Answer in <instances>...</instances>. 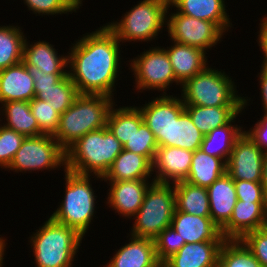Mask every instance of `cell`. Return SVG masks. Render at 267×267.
I'll use <instances>...</instances> for the list:
<instances>
[{"instance_id": "cell-48", "label": "cell", "mask_w": 267, "mask_h": 267, "mask_svg": "<svg viewBox=\"0 0 267 267\" xmlns=\"http://www.w3.org/2000/svg\"><path fill=\"white\" fill-rule=\"evenodd\" d=\"M73 12H76L83 5V0H62Z\"/></svg>"}, {"instance_id": "cell-26", "label": "cell", "mask_w": 267, "mask_h": 267, "mask_svg": "<svg viewBox=\"0 0 267 267\" xmlns=\"http://www.w3.org/2000/svg\"><path fill=\"white\" fill-rule=\"evenodd\" d=\"M242 111L243 109L227 124L217 127L204 135L200 149L210 156L221 158L227 163L236 139L244 132V128L235 123L236 117L239 114L242 115Z\"/></svg>"}, {"instance_id": "cell-29", "label": "cell", "mask_w": 267, "mask_h": 267, "mask_svg": "<svg viewBox=\"0 0 267 267\" xmlns=\"http://www.w3.org/2000/svg\"><path fill=\"white\" fill-rule=\"evenodd\" d=\"M176 209L200 217H210L208 192L205 187L187 181L173 184Z\"/></svg>"}, {"instance_id": "cell-5", "label": "cell", "mask_w": 267, "mask_h": 267, "mask_svg": "<svg viewBox=\"0 0 267 267\" xmlns=\"http://www.w3.org/2000/svg\"><path fill=\"white\" fill-rule=\"evenodd\" d=\"M231 77L208 65L181 86L183 103L203 107L244 106L245 110L251 98L238 94Z\"/></svg>"}, {"instance_id": "cell-31", "label": "cell", "mask_w": 267, "mask_h": 267, "mask_svg": "<svg viewBox=\"0 0 267 267\" xmlns=\"http://www.w3.org/2000/svg\"><path fill=\"white\" fill-rule=\"evenodd\" d=\"M116 106L117 104H114L109 110L106 127L124 145L144 121L140 110L135 105L117 108Z\"/></svg>"}, {"instance_id": "cell-32", "label": "cell", "mask_w": 267, "mask_h": 267, "mask_svg": "<svg viewBox=\"0 0 267 267\" xmlns=\"http://www.w3.org/2000/svg\"><path fill=\"white\" fill-rule=\"evenodd\" d=\"M203 137L204 134L197 129L186 110L168 127V147H179L194 152L201 147Z\"/></svg>"}, {"instance_id": "cell-28", "label": "cell", "mask_w": 267, "mask_h": 267, "mask_svg": "<svg viewBox=\"0 0 267 267\" xmlns=\"http://www.w3.org/2000/svg\"><path fill=\"white\" fill-rule=\"evenodd\" d=\"M225 172L226 163L221 158L210 156L199 148L193 153L191 167L185 181L207 188Z\"/></svg>"}, {"instance_id": "cell-1", "label": "cell", "mask_w": 267, "mask_h": 267, "mask_svg": "<svg viewBox=\"0 0 267 267\" xmlns=\"http://www.w3.org/2000/svg\"><path fill=\"white\" fill-rule=\"evenodd\" d=\"M120 43L105 24L71 43L73 46L67 52L68 75L80 94L114 99L115 83L120 80L122 68Z\"/></svg>"}, {"instance_id": "cell-30", "label": "cell", "mask_w": 267, "mask_h": 267, "mask_svg": "<svg viewBox=\"0 0 267 267\" xmlns=\"http://www.w3.org/2000/svg\"><path fill=\"white\" fill-rule=\"evenodd\" d=\"M244 106H218L203 107L196 105H185L194 125L204 135L211 130L227 124Z\"/></svg>"}, {"instance_id": "cell-33", "label": "cell", "mask_w": 267, "mask_h": 267, "mask_svg": "<svg viewBox=\"0 0 267 267\" xmlns=\"http://www.w3.org/2000/svg\"><path fill=\"white\" fill-rule=\"evenodd\" d=\"M25 35L18 25L0 26V70L23 61Z\"/></svg>"}, {"instance_id": "cell-47", "label": "cell", "mask_w": 267, "mask_h": 267, "mask_svg": "<svg viewBox=\"0 0 267 267\" xmlns=\"http://www.w3.org/2000/svg\"><path fill=\"white\" fill-rule=\"evenodd\" d=\"M265 197L267 198V151L263 154L262 165V181H261Z\"/></svg>"}, {"instance_id": "cell-39", "label": "cell", "mask_w": 267, "mask_h": 267, "mask_svg": "<svg viewBox=\"0 0 267 267\" xmlns=\"http://www.w3.org/2000/svg\"><path fill=\"white\" fill-rule=\"evenodd\" d=\"M153 240L157 259L163 261H166L173 254L177 253L185 244V240H181L178 232L171 226L165 228Z\"/></svg>"}, {"instance_id": "cell-44", "label": "cell", "mask_w": 267, "mask_h": 267, "mask_svg": "<svg viewBox=\"0 0 267 267\" xmlns=\"http://www.w3.org/2000/svg\"><path fill=\"white\" fill-rule=\"evenodd\" d=\"M245 132L260 149L264 152L267 151V113L264 112L260 120L256 121L255 125Z\"/></svg>"}, {"instance_id": "cell-35", "label": "cell", "mask_w": 267, "mask_h": 267, "mask_svg": "<svg viewBox=\"0 0 267 267\" xmlns=\"http://www.w3.org/2000/svg\"><path fill=\"white\" fill-rule=\"evenodd\" d=\"M218 267H262L240 239H226L219 251Z\"/></svg>"}, {"instance_id": "cell-21", "label": "cell", "mask_w": 267, "mask_h": 267, "mask_svg": "<svg viewBox=\"0 0 267 267\" xmlns=\"http://www.w3.org/2000/svg\"><path fill=\"white\" fill-rule=\"evenodd\" d=\"M48 41H27L23 46V62L27 67H37L45 74H68V55H58L53 44ZM66 68V69H64Z\"/></svg>"}, {"instance_id": "cell-24", "label": "cell", "mask_w": 267, "mask_h": 267, "mask_svg": "<svg viewBox=\"0 0 267 267\" xmlns=\"http://www.w3.org/2000/svg\"><path fill=\"white\" fill-rule=\"evenodd\" d=\"M223 242L185 243L166 261L169 267H218L219 251Z\"/></svg>"}, {"instance_id": "cell-14", "label": "cell", "mask_w": 267, "mask_h": 267, "mask_svg": "<svg viewBox=\"0 0 267 267\" xmlns=\"http://www.w3.org/2000/svg\"><path fill=\"white\" fill-rule=\"evenodd\" d=\"M108 183L110 188L107 192V201L112 210L125 219H130L140 209L146 191L149 186L154 182L152 179H138V180H127V181H104ZM151 182V183H150Z\"/></svg>"}, {"instance_id": "cell-13", "label": "cell", "mask_w": 267, "mask_h": 267, "mask_svg": "<svg viewBox=\"0 0 267 267\" xmlns=\"http://www.w3.org/2000/svg\"><path fill=\"white\" fill-rule=\"evenodd\" d=\"M264 151L244 132L236 139L226 163L233 180L262 181Z\"/></svg>"}, {"instance_id": "cell-38", "label": "cell", "mask_w": 267, "mask_h": 267, "mask_svg": "<svg viewBox=\"0 0 267 267\" xmlns=\"http://www.w3.org/2000/svg\"><path fill=\"white\" fill-rule=\"evenodd\" d=\"M24 139V135L0 124V168L8 169Z\"/></svg>"}, {"instance_id": "cell-10", "label": "cell", "mask_w": 267, "mask_h": 267, "mask_svg": "<svg viewBox=\"0 0 267 267\" xmlns=\"http://www.w3.org/2000/svg\"><path fill=\"white\" fill-rule=\"evenodd\" d=\"M66 169V152L53 137L42 134L25 137L21 147L8 167L13 172H34L44 170Z\"/></svg>"}, {"instance_id": "cell-23", "label": "cell", "mask_w": 267, "mask_h": 267, "mask_svg": "<svg viewBox=\"0 0 267 267\" xmlns=\"http://www.w3.org/2000/svg\"><path fill=\"white\" fill-rule=\"evenodd\" d=\"M129 237V242L116 250L104 267H151L158 261L153 239Z\"/></svg>"}, {"instance_id": "cell-6", "label": "cell", "mask_w": 267, "mask_h": 267, "mask_svg": "<svg viewBox=\"0 0 267 267\" xmlns=\"http://www.w3.org/2000/svg\"><path fill=\"white\" fill-rule=\"evenodd\" d=\"M64 170L65 196L59 207L50 217L65 226L74 228L81 236H85L96 217V193L92 188L90 175H83ZM96 201V202H95ZM95 213V214H94Z\"/></svg>"}, {"instance_id": "cell-17", "label": "cell", "mask_w": 267, "mask_h": 267, "mask_svg": "<svg viewBox=\"0 0 267 267\" xmlns=\"http://www.w3.org/2000/svg\"><path fill=\"white\" fill-rule=\"evenodd\" d=\"M171 227L178 232L185 243L206 241H225L221 229L212 221L211 217H200L178 211L175 208Z\"/></svg>"}, {"instance_id": "cell-22", "label": "cell", "mask_w": 267, "mask_h": 267, "mask_svg": "<svg viewBox=\"0 0 267 267\" xmlns=\"http://www.w3.org/2000/svg\"><path fill=\"white\" fill-rule=\"evenodd\" d=\"M171 10L215 23L224 33L232 28L224 0H169ZM230 27V28H229Z\"/></svg>"}, {"instance_id": "cell-16", "label": "cell", "mask_w": 267, "mask_h": 267, "mask_svg": "<svg viewBox=\"0 0 267 267\" xmlns=\"http://www.w3.org/2000/svg\"><path fill=\"white\" fill-rule=\"evenodd\" d=\"M267 202L237 200L229 222L221 229L225 239H241L246 233L265 227Z\"/></svg>"}, {"instance_id": "cell-37", "label": "cell", "mask_w": 267, "mask_h": 267, "mask_svg": "<svg viewBox=\"0 0 267 267\" xmlns=\"http://www.w3.org/2000/svg\"><path fill=\"white\" fill-rule=\"evenodd\" d=\"M123 149L146 156L153 163L158 145L153 132L143 122L138 131L123 145Z\"/></svg>"}, {"instance_id": "cell-11", "label": "cell", "mask_w": 267, "mask_h": 267, "mask_svg": "<svg viewBox=\"0 0 267 267\" xmlns=\"http://www.w3.org/2000/svg\"><path fill=\"white\" fill-rule=\"evenodd\" d=\"M170 8L169 3L166 29L171 41L197 47L205 52L222 42L225 33L215 23L181 14L176 9L170 14Z\"/></svg>"}, {"instance_id": "cell-43", "label": "cell", "mask_w": 267, "mask_h": 267, "mask_svg": "<svg viewBox=\"0 0 267 267\" xmlns=\"http://www.w3.org/2000/svg\"><path fill=\"white\" fill-rule=\"evenodd\" d=\"M33 79L35 96L41 91V89L51 88L52 85L58 83L63 77L68 74H45L40 71L37 67H28Z\"/></svg>"}, {"instance_id": "cell-40", "label": "cell", "mask_w": 267, "mask_h": 267, "mask_svg": "<svg viewBox=\"0 0 267 267\" xmlns=\"http://www.w3.org/2000/svg\"><path fill=\"white\" fill-rule=\"evenodd\" d=\"M262 267H267V227L246 233L241 239Z\"/></svg>"}, {"instance_id": "cell-12", "label": "cell", "mask_w": 267, "mask_h": 267, "mask_svg": "<svg viewBox=\"0 0 267 267\" xmlns=\"http://www.w3.org/2000/svg\"><path fill=\"white\" fill-rule=\"evenodd\" d=\"M143 117L144 123L153 132L158 147H168V127L185 110L181 96L159 95L143 106H136Z\"/></svg>"}, {"instance_id": "cell-25", "label": "cell", "mask_w": 267, "mask_h": 267, "mask_svg": "<svg viewBox=\"0 0 267 267\" xmlns=\"http://www.w3.org/2000/svg\"><path fill=\"white\" fill-rule=\"evenodd\" d=\"M153 175V163L146 157L123 149L115 158L104 181L149 179Z\"/></svg>"}, {"instance_id": "cell-42", "label": "cell", "mask_w": 267, "mask_h": 267, "mask_svg": "<svg viewBox=\"0 0 267 267\" xmlns=\"http://www.w3.org/2000/svg\"><path fill=\"white\" fill-rule=\"evenodd\" d=\"M237 199L248 202H267L261 182L234 180Z\"/></svg>"}, {"instance_id": "cell-45", "label": "cell", "mask_w": 267, "mask_h": 267, "mask_svg": "<svg viewBox=\"0 0 267 267\" xmlns=\"http://www.w3.org/2000/svg\"><path fill=\"white\" fill-rule=\"evenodd\" d=\"M259 35H258V46L260 51H262L263 61L262 65L267 67V14L260 20Z\"/></svg>"}, {"instance_id": "cell-41", "label": "cell", "mask_w": 267, "mask_h": 267, "mask_svg": "<svg viewBox=\"0 0 267 267\" xmlns=\"http://www.w3.org/2000/svg\"><path fill=\"white\" fill-rule=\"evenodd\" d=\"M29 11L36 16L61 15L73 13V11L62 0H23ZM38 14V15H37Z\"/></svg>"}, {"instance_id": "cell-27", "label": "cell", "mask_w": 267, "mask_h": 267, "mask_svg": "<svg viewBox=\"0 0 267 267\" xmlns=\"http://www.w3.org/2000/svg\"><path fill=\"white\" fill-rule=\"evenodd\" d=\"M0 106V116L6 120L1 123L3 126L15 130L25 137L42 135L28 101H10L2 103Z\"/></svg>"}, {"instance_id": "cell-15", "label": "cell", "mask_w": 267, "mask_h": 267, "mask_svg": "<svg viewBox=\"0 0 267 267\" xmlns=\"http://www.w3.org/2000/svg\"><path fill=\"white\" fill-rule=\"evenodd\" d=\"M193 153L179 147H158L153 161L154 182L174 184L185 181L189 174Z\"/></svg>"}, {"instance_id": "cell-34", "label": "cell", "mask_w": 267, "mask_h": 267, "mask_svg": "<svg viewBox=\"0 0 267 267\" xmlns=\"http://www.w3.org/2000/svg\"><path fill=\"white\" fill-rule=\"evenodd\" d=\"M80 95L76 85L69 75L63 77L51 88L41 89L35 96L37 99L50 102L54 109L61 115L63 114Z\"/></svg>"}, {"instance_id": "cell-7", "label": "cell", "mask_w": 267, "mask_h": 267, "mask_svg": "<svg viewBox=\"0 0 267 267\" xmlns=\"http://www.w3.org/2000/svg\"><path fill=\"white\" fill-rule=\"evenodd\" d=\"M169 0H141L121 16L120 20L105 25L121 44L131 41L151 42L166 26ZM119 21V22H118Z\"/></svg>"}, {"instance_id": "cell-2", "label": "cell", "mask_w": 267, "mask_h": 267, "mask_svg": "<svg viewBox=\"0 0 267 267\" xmlns=\"http://www.w3.org/2000/svg\"><path fill=\"white\" fill-rule=\"evenodd\" d=\"M123 150L122 143L107 128L83 135L66 152V169L101 179ZM96 177V178H95Z\"/></svg>"}, {"instance_id": "cell-49", "label": "cell", "mask_w": 267, "mask_h": 267, "mask_svg": "<svg viewBox=\"0 0 267 267\" xmlns=\"http://www.w3.org/2000/svg\"><path fill=\"white\" fill-rule=\"evenodd\" d=\"M0 267L3 266V259H4V255H5V249L7 246V239L3 238L2 235H0Z\"/></svg>"}, {"instance_id": "cell-20", "label": "cell", "mask_w": 267, "mask_h": 267, "mask_svg": "<svg viewBox=\"0 0 267 267\" xmlns=\"http://www.w3.org/2000/svg\"><path fill=\"white\" fill-rule=\"evenodd\" d=\"M173 44V45H172ZM171 46L164 48L169 56L176 80L183 85L208 66V54L197 47L172 41Z\"/></svg>"}, {"instance_id": "cell-8", "label": "cell", "mask_w": 267, "mask_h": 267, "mask_svg": "<svg viewBox=\"0 0 267 267\" xmlns=\"http://www.w3.org/2000/svg\"><path fill=\"white\" fill-rule=\"evenodd\" d=\"M175 208L173 184L153 182L146 191L140 209L131 218L135 221L130 235L154 239L171 226Z\"/></svg>"}, {"instance_id": "cell-46", "label": "cell", "mask_w": 267, "mask_h": 267, "mask_svg": "<svg viewBox=\"0 0 267 267\" xmlns=\"http://www.w3.org/2000/svg\"><path fill=\"white\" fill-rule=\"evenodd\" d=\"M260 73H258V80L260 83V96H261V102L263 106V112L267 113V67L265 65L261 64L260 67Z\"/></svg>"}, {"instance_id": "cell-50", "label": "cell", "mask_w": 267, "mask_h": 267, "mask_svg": "<svg viewBox=\"0 0 267 267\" xmlns=\"http://www.w3.org/2000/svg\"><path fill=\"white\" fill-rule=\"evenodd\" d=\"M151 267H169L167 261L158 260Z\"/></svg>"}, {"instance_id": "cell-36", "label": "cell", "mask_w": 267, "mask_h": 267, "mask_svg": "<svg viewBox=\"0 0 267 267\" xmlns=\"http://www.w3.org/2000/svg\"><path fill=\"white\" fill-rule=\"evenodd\" d=\"M31 112L36 118L42 134L54 135L59 126L60 114L54 109L50 102L37 99L29 101Z\"/></svg>"}, {"instance_id": "cell-18", "label": "cell", "mask_w": 267, "mask_h": 267, "mask_svg": "<svg viewBox=\"0 0 267 267\" xmlns=\"http://www.w3.org/2000/svg\"><path fill=\"white\" fill-rule=\"evenodd\" d=\"M34 79L23 61L0 70V104L35 98Z\"/></svg>"}, {"instance_id": "cell-4", "label": "cell", "mask_w": 267, "mask_h": 267, "mask_svg": "<svg viewBox=\"0 0 267 267\" xmlns=\"http://www.w3.org/2000/svg\"><path fill=\"white\" fill-rule=\"evenodd\" d=\"M35 231L28 241L34 254L35 267H73L83 236L49 216Z\"/></svg>"}, {"instance_id": "cell-19", "label": "cell", "mask_w": 267, "mask_h": 267, "mask_svg": "<svg viewBox=\"0 0 267 267\" xmlns=\"http://www.w3.org/2000/svg\"><path fill=\"white\" fill-rule=\"evenodd\" d=\"M206 189L209 198L210 217L222 229L229 222L238 200L234 180L225 172Z\"/></svg>"}, {"instance_id": "cell-9", "label": "cell", "mask_w": 267, "mask_h": 267, "mask_svg": "<svg viewBox=\"0 0 267 267\" xmlns=\"http://www.w3.org/2000/svg\"><path fill=\"white\" fill-rule=\"evenodd\" d=\"M130 67L128 68L133 72L135 82L134 90L138 92L145 91H160V95H167V91L172 86L173 83L176 85L181 84L176 80L174 75L172 65L170 63L169 56L166 50L161 48V46L150 47L149 50H146L140 53L133 59L129 61ZM131 62V63H130ZM167 89V90H166Z\"/></svg>"}, {"instance_id": "cell-3", "label": "cell", "mask_w": 267, "mask_h": 267, "mask_svg": "<svg viewBox=\"0 0 267 267\" xmlns=\"http://www.w3.org/2000/svg\"><path fill=\"white\" fill-rule=\"evenodd\" d=\"M114 104L112 97L80 94L60 115L59 126L53 137L66 151L83 135L106 127L109 110Z\"/></svg>"}]
</instances>
